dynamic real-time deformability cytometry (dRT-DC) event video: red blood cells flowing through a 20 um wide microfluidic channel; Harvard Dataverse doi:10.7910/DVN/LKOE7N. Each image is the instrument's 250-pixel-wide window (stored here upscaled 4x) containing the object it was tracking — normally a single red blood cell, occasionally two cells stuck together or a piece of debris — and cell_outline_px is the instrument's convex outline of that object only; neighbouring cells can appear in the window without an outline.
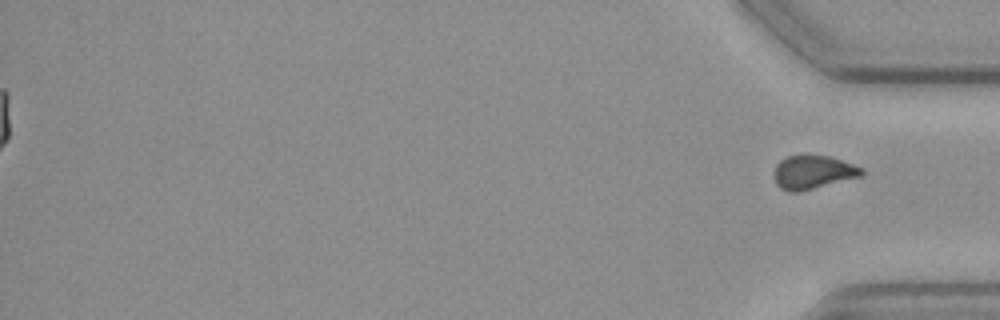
{"species": "common noctule bat (a hibernating species)", "species_latin": "Nyctalus noctula", "temperature_condition": "cold", "stored_images_in_passage": 51, "segment_of_instrument_passage": [2, 2], "camera_frame_rate_fps": 3000, "um_per_image_px": 0.085, "animal": {"sex": "female", "body_mass_g": 19.3, "forearm_length_mm": 54.1}, "frame": {"image": 1, "passage_image": 51, "time_ms": 16.667, "image_size_px": [1000, 320], "cell_outline_px": [[864, 172], [860, 176], [800, 192], [788, 192], [780, 188], [776, 184], [776, 164], [784, 156], [828, 156], [864, 168]], "centroid_in_image_um": [69.09, 14.65], "position_along_channel_um": 366.1, "area_um2": 16.82}}